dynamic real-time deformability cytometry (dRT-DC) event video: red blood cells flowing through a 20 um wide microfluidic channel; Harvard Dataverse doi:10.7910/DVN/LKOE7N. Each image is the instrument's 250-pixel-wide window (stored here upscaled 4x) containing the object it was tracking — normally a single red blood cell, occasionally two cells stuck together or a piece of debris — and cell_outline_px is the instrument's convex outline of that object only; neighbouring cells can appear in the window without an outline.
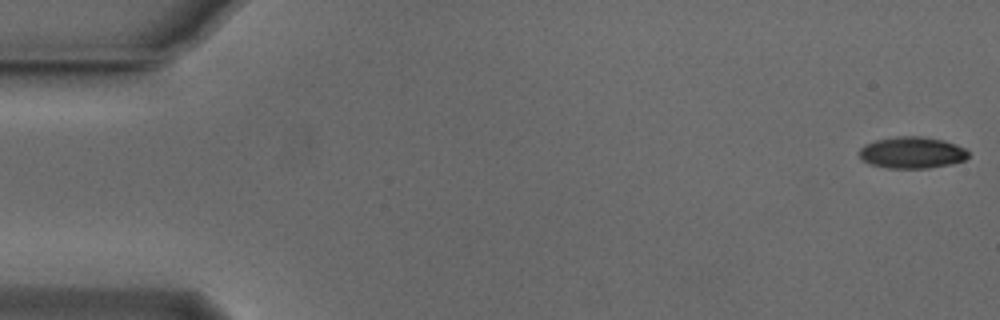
{"species": "Egyptian fruit bat (a non-hibernating species)", "species_latin": "Rousettus aegyptiacus", "temperature_condition": "cold", "stored_images_in_passage": 54, "camera_frame_rate_fps": 3000, "um_per_image_px": 0.085, "animal": {"sex": "male"}, "frame": {"image": 1, "passage_image": 1, "time_ms": 0.0, "image_size_px": [1000, 320], "cell_outline_px": [[968, 156], [964, 160], [952, 164], [928, 168], [888, 168], [868, 164], [860, 160], [860, 148], [864, 144], [876, 140], [900, 136], [920, 136], [944, 140], [956, 144], [964, 148], [968, 152]], "centroid_in_image_um": [77.5, 12.97], "position_along_channel_um": 7.5, "area_um2": 20.17}}
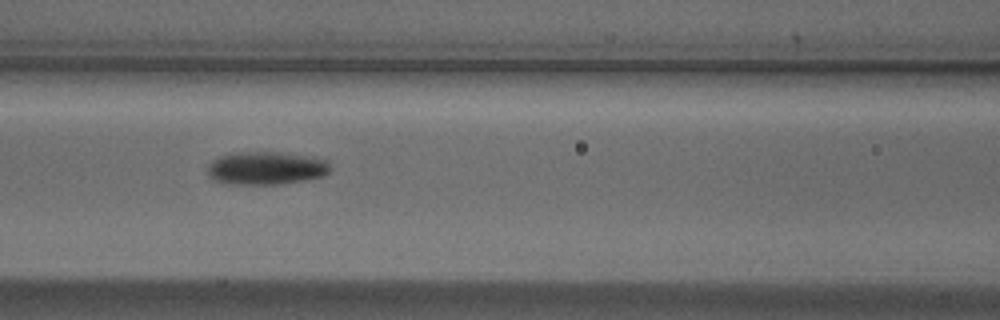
{"frame": {"image": 2, "passage_image": 23, "time_ms": 7.333, "image_size_px": [1000, 320], "cell_outline_px": [[332, 168], [324, 176], [308, 180], [284, 184], [224, 184], [212, 180], [208, 176], [208, 164], [216, 156], [232, 152], [280, 152], [328, 160]], "centroid_in_image_um": [22.58, 14.3], "position_along_channel_um": 144.0, "area_um2": 24.16}}
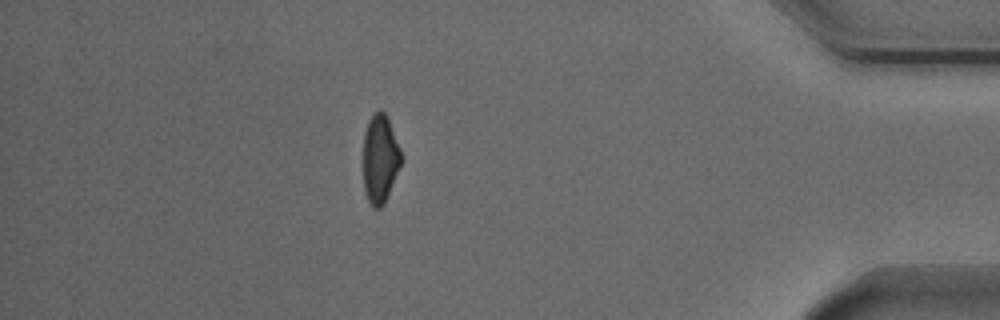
{"frame": {"image": 3, "passage_image": 47, "time_ms": 15.333, "image_size_px": [1000, 320], "cell_outline_px": [[404, 160], [384, 204], [380, 208], [372, 208], [368, 200], [364, 188], [364, 132], [368, 120], [380, 108], [384, 112], [388, 120], [400, 148]], "centroid_in_image_um": [32.33, 13.52], "position_along_channel_um": 402.9, "area_um2": 19.65}, "authors_computed_cell_mechanics": {"area_um2": 21.386, "velocity_mm_per_s": 3.8262, "shape_relaxation_time_tau1_ms": 2.8021, "shape_relaxation_time_tau2_ms": null, "deformation_change_tau1": 0.1247, "deformation_change_tau2": null}}